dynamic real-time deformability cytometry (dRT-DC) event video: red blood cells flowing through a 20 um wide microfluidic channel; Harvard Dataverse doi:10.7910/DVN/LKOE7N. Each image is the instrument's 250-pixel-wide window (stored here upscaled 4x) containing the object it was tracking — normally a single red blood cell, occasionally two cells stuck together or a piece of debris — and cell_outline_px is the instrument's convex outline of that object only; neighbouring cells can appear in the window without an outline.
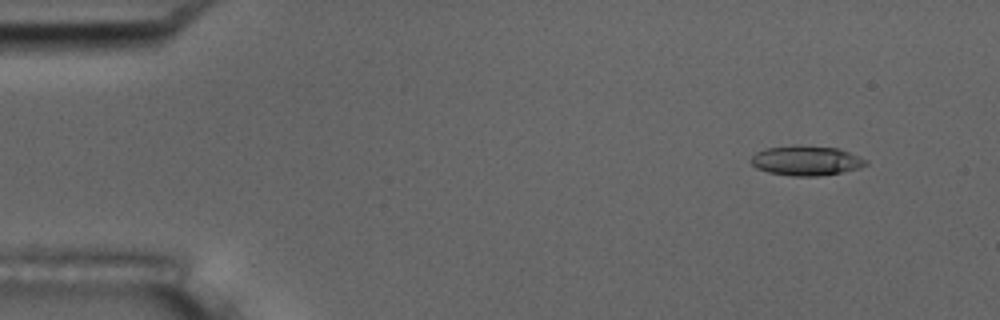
{"species": "common noctule bat (a hibernating species)", "species_latin": "Nyctalus noctula", "temperature_condition": "room temperature", "stored_images_in_passage": 50, "camera_frame_rate_fps": 3000, "um_per_image_px": 0.085, "animal": {"sex": "male", "body_mass_g": 17.5, "forearm_length_mm": 52.3}, "frame": {"image": 1, "passage_image": 1, "time_ms": 0.0, "image_size_px": [1000, 320], "cell_outline_px": [[868, 164], [860, 168], [820, 176], [792, 176], [768, 172], [756, 168], [752, 164], [752, 156], [756, 152], [768, 148], [796, 144], [840, 148], [860, 156], [868, 160]], "centroid_in_image_um": [68.57, 13.64], "position_along_channel_um": 16.4, "area_um2": 20.11}}
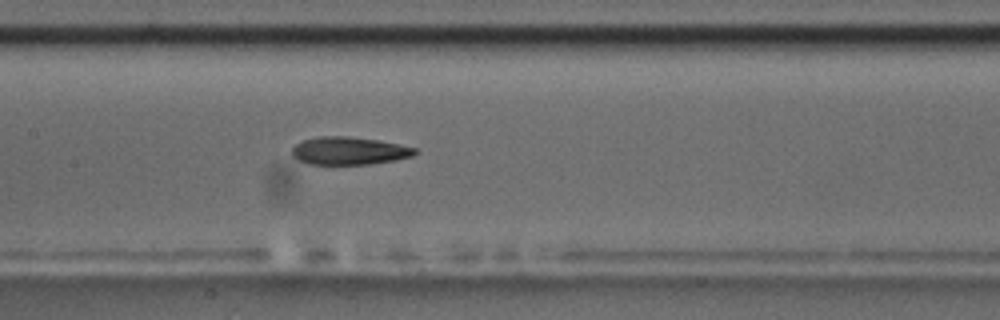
{"frame": {"image": 2, "passage_image": 22, "time_ms": 7.0, "image_size_px": [1000, 320], "cell_outline_px": [[420, 152], [412, 156], [396, 160], [368, 164], [308, 164], [292, 156], [292, 148], [296, 144], [304, 140], [320, 136], [348, 136], [376, 140], [416, 148]], "centroid_in_image_um": [29.68, 12.82], "position_along_channel_um": 177.7, "area_um2": 19.77}}
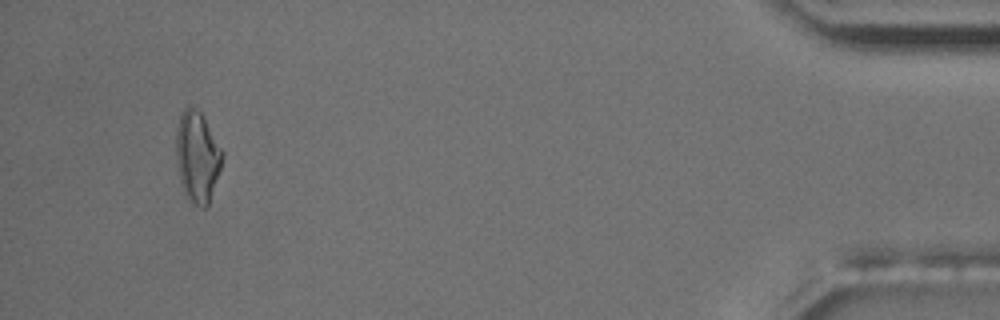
{"frame": {"image": 3, "passage_image": 47, "time_ms": 15.333, "image_size_px": [1000, 320], "cell_outline_px": [[224, 156], [208, 204], [204, 208], [200, 208], [192, 204], [188, 200], [180, 184], [176, 160], [176, 128], [180, 112], [188, 104], [200, 112], [204, 116], [224, 152]], "centroid_in_image_um": [16.75, 13.3], "position_along_channel_um": 418.4, "area_um2": 24.85}, "authors_computed_cell_mechanics": {"area_um2": 20.2589, "velocity_mm_per_s": 3.7519, "shape_relaxation_time_tau1_ms": 6.4187, "shape_relaxation_time_tau2_ms": 5.1057, "deformation_change_tau1": 0.1843, "deformation_change_tau2": 0.1556}}